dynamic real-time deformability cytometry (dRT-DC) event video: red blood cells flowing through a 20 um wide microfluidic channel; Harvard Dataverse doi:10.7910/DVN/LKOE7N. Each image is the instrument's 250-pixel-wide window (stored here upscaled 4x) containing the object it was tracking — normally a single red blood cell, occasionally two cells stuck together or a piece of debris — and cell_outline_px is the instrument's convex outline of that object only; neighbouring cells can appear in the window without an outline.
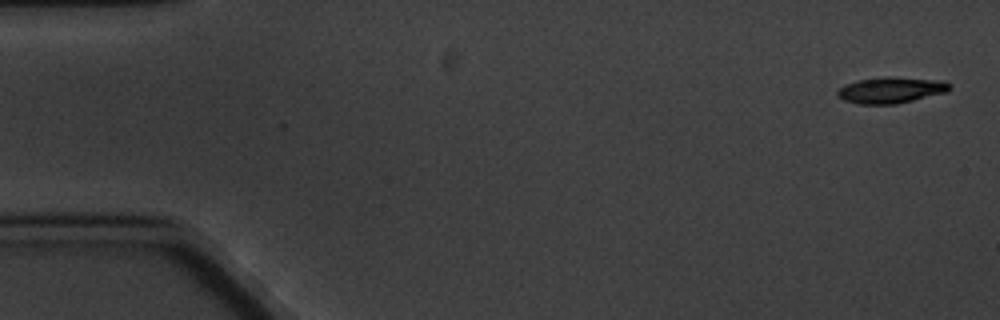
{"species": "common noctule bat (a hibernating species)", "species_latin": "Nyctalus noctula", "temperature_condition": "cold", "stored_images_in_passage": 9, "camera_frame_rate_fps": 3000, "um_per_image_px": 0.085, "animal": {"sex": "male", "body_mass_g": 20.1, "forearm_length_mm": 53.5}, "frame": {"image": 1, "passage_image": 1, "time_ms": 0.0, "image_size_px": [1000, 320], "cell_outline_px": [[948, 92], [896, 104], [860, 104], [844, 100], [836, 92], [840, 88], [848, 84], [860, 80], [884, 76], [888, 76], [944, 80], [948, 84]], "centroid_in_image_um": [75.76, 7.65], "position_along_channel_um": 9.2, "area_um2": 16.88}}
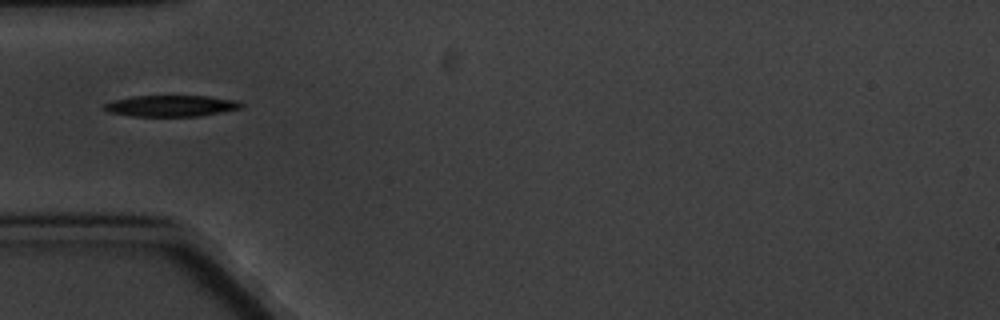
{"frame": {"image": 2, "passage_image": 6, "time_ms": 5.667, "image_size_px": [1000, 320], "cell_outline_px": [[244, 108], [200, 116], [132, 116], [108, 112], [100, 108], [104, 104], [112, 100], [132, 96], [204, 96], [240, 100], [244, 104]], "centroid_in_image_um": [14.56, 9.0], "position_along_channel_um": 70.4, "area_um2": 17.22}}